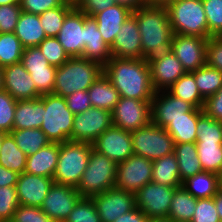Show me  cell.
Returning a JSON list of instances; mask_svg holds the SVG:
<instances>
[{"label": "cell", "instance_id": "26", "mask_svg": "<svg viewBox=\"0 0 222 222\" xmlns=\"http://www.w3.org/2000/svg\"><path fill=\"white\" fill-rule=\"evenodd\" d=\"M43 101L40 98L33 100H17L13 129H36L42 126Z\"/></svg>", "mask_w": 222, "mask_h": 222}, {"label": "cell", "instance_id": "57", "mask_svg": "<svg viewBox=\"0 0 222 222\" xmlns=\"http://www.w3.org/2000/svg\"><path fill=\"white\" fill-rule=\"evenodd\" d=\"M147 220L148 217L139 208L135 207L133 210L118 217L114 222H147Z\"/></svg>", "mask_w": 222, "mask_h": 222}, {"label": "cell", "instance_id": "66", "mask_svg": "<svg viewBox=\"0 0 222 222\" xmlns=\"http://www.w3.org/2000/svg\"><path fill=\"white\" fill-rule=\"evenodd\" d=\"M6 134V132L0 130V149H1V144L3 140V136ZM1 151V150H0Z\"/></svg>", "mask_w": 222, "mask_h": 222}, {"label": "cell", "instance_id": "49", "mask_svg": "<svg viewBox=\"0 0 222 222\" xmlns=\"http://www.w3.org/2000/svg\"><path fill=\"white\" fill-rule=\"evenodd\" d=\"M22 12L20 5L0 6V33L15 32L19 16Z\"/></svg>", "mask_w": 222, "mask_h": 222}, {"label": "cell", "instance_id": "47", "mask_svg": "<svg viewBox=\"0 0 222 222\" xmlns=\"http://www.w3.org/2000/svg\"><path fill=\"white\" fill-rule=\"evenodd\" d=\"M191 222H221L213 198L197 199Z\"/></svg>", "mask_w": 222, "mask_h": 222}, {"label": "cell", "instance_id": "51", "mask_svg": "<svg viewBox=\"0 0 222 222\" xmlns=\"http://www.w3.org/2000/svg\"><path fill=\"white\" fill-rule=\"evenodd\" d=\"M21 63L26 70L45 69L50 65L38 46L24 48Z\"/></svg>", "mask_w": 222, "mask_h": 222}, {"label": "cell", "instance_id": "28", "mask_svg": "<svg viewBox=\"0 0 222 222\" xmlns=\"http://www.w3.org/2000/svg\"><path fill=\"white\" fill-rule=\"evenodd\" d=\"M92 107L112 112L120 94L110 80L102 73L87 90Z\"/></svg>", "mask_w": 222, "mask_h": 222}, {"label": "cell", "instance_id": "6", "mask_svg": "<svg viewBox=\"0 0 222 222\" xmlns=\"http://www.w3.org/2000/svg\"><path fill=\"white\" fill-rule=\"evenodd\" d=\"M43 101V122L40 129L51 143L71 141L74 114L68 109L64 97L45 94Z\"/></svg>", "mask_w": 222, "mask_h": 222}, {"label": "cell", "instance_id": "23", "mask_svg": "<svg viewBox=\"0 0 222 222\" xmlns=\"http://www.w3.org/2000/svg\"><path fill=\"white\" fill-rule=\"evenodd\" d=\"M84 29L85 47L82 58L95 61L104 67L112 56L110 47L104 42L98 30L97 21L93 17L84 14Z\"/></svg>", "mask_w": 222, "mask_h": 222}, {"label": "cell", "instance_id": "62", "mask_svg": "<svg viewBox=\"0 0 222 222\" xmlns=\"http://www.w3.org/2000/svg\"><path fill=\"white\" fill-rule=\"evenodd\" d=\"M147 222H175L170 217H152L148 218Z\"/></svg>", "mask_w": 222, "mask_h": 222}, {"label": "cell", "instance_id": "68", "mask_svg": "<svg viewBox=\"0 0 222 222\" xmlns=\"http://www.w3.org/2000/svg\"><path fill=\"white\" fill-rule=\"evenodd\" d=\"M220 185H221V188H222V175L220 176Z\"/></svg>", "mask_w": 222, "mask_h": 222}, {"label": "cell", "instance_id": "45", "mask_svg": "<svg viewBox=\"0 0 222 222\" xmlns=\"http://www.w3.org/2000/svg\"><path fill=\"white\" fill-rule=\"evenodd\" d=\"M56 70L57 67L52 65L45 69L27 70L35 83L39 96L53 93Z\"/></svg>", "mask_w": 222, "mask_h": 222}, {"label": "cell", "instance_id": "21", "mask_svg": "<svg viewBox=\"0 0 222 222\" xmlns=\"http://www.w3.org/2000/svg\"><path fill=\"white\" fill-rule=\"evenodd\" d=\"M53 183V178L50 177L32 175L25 172L19 174L16 183L19 203L40 208Z\"/></svg>", "mask_w": 222, "mask_h": 222}, {"label": "cell", "instance_id": "16", "mask_svg": "<svg viewBox=\"0 0 222 222\" xmlns=\"http://www.w3.org/2000/svg\"><path fill=\"white\" fill-rule=\"evenodd\" d=\"M195 108L189 102L176 98L167 90L157 91L151 99V122L165 128L172 120L186 117L187 112Z\"/></svg>", "mask_w": 222, "mask_h": 222}, {"label": "cell", "instance_id": "59", "mask_svg": "<svg viewBox=\"0 0 222 222\" xmlns=\"http://www.w3.org/2000/svg\"><path fill=\"white\" fill-rule=\"evenodd\" d=\"M116 4L123 5L132 11L147 4L146 0H115Z\"/></svg>", "mask_w": 222, "mask_h": 222}, {"label": "cell", "instance_id": "50", "mask_svg": "<svg viewBox=\"0 0 222 222\" xmlns=\"http://www.w3.org/2000/svg\"><path fill=\"white\" fill-rule=\"evenodd\" d=\"M10 222H54L39 207L19 205Z\"/></svg>", "mask_w": 222, "mask_h": 222}, {"label": "cell", "instance_id": "25", "mask_svg": "<svg viewBox=\"0 0 222 222\" xmlns=\"http://www.w3.org/2000/svg\"><path fill=\"white\" fill-rule=\"evenodd\" d=\"M59 155V143H50L36 153L27 156L25 173L54 177Z\"/></svg>", "mask_w": 222, "mask_h": 222}, {"label": "cell", "instance_id": "63", "mask_svg": "<svg viewBox=\"0 0 222 222\" xmlns=\"http://www.w3.org/2000/svg\"><path fill=\"white\" fill-rule=\"evenodd\" d=\"M9 4L20 5V0H0V6Z\"/></svg>", "mask_w": 222, "mask_h": 222}, {"label": "cell", "instance_id": "65", "mask_svg": "<svg viewBox=\"0 0 222 222\" xmlns=\"http://www.w3.org/2000/svg\"><path fill=\"white\" fill-rule=\"evenodd\" d=\"M3 90V68L0 67V91Z\"/></svg>", "mask_w": 222, "mask_h": 222}, {"label": "cell", "instance_id": "53", "mask_svg": "<svg viewBox=\"0 0 222 222\" xmlns=\"http://www.w3.org/2000/svg\"><path fill=\"white\" fill-rule=\"evenodd\" d=\"M65 0H20V7L23 12L41 14L48 9L60 7Z\"/></svg>", "mask_w": 222, "mask_h": 222}, {"label": "cell", "instance_id": "13", "mask_svg": "<svg viewBox=\"0 0 222 222\" xmlns=\"http://www.w3.org/2000/svg\"><path fill=\"white\" fill-rule=\"evenodd\" d=\"M207 38L173 34L172 52L186 72H193L206 64Z\"/></svg>", "mask_w": 222, "mask_h": 222}, {"label": "cell", "instance_id": "33", "mask_svg": "<svg viewBox=\"0 0 222 222\" xmlns=\"http://www.w3.org/2000/svg\"><path fill=\"white\" fill-rule=\"evenodd\" d=\"M197 199L193 197L183 186L175 189L168 217L175 222H191L195 213Z\"/></svg>", "mask_w": 222, "mask_h": 222}, {"label": "cell", "instance_id": "64", "mask_svg": "<svg viewBox=\"0 0 222 222\" xmlns=\"http://www.w3.org/2000/svg\"><path fill=\"white\" fill-rule=\"evenodd\" d=\"M216 39L222 40V26L218 29V31L213 35Z\"/></svg>", "mask_w": 222, "mask_h": 222}, {"label": "cell", "instance_id": "55", "mask_svg": "<svg viewBox=\"0 0 222 222\" xmlns=\"http://www.w3.org/2000/svg\"><path fill=\"white\" fill-rule=\"evenodd\" d=\"M206 64L222 72V40L208 38Z\"/></svg>", "mask_w": 222, "mask_h": 222}, {"label": "cell", "instance_id": "27", "mask_svg": "<svg viewBox=\"0 0 222 222\" xmlns=\"http://www.w3.org/2000/svg\"><path fill=\"white\" fill-rule=\"evenodd\" d=\"M14 33L24 48L38 46L46 38L39 15L23 11L19 16Z\"/></svg>", "mask_w": 222, "mask_h": 222}, {"label": "cell", "instance_id": "52", "mask_svg": "<svg viewBox=\"0 0 222 222\" xmlns=\"http://www.w3.org/2000/svg\"><path fill=\"white\" fill-rule=\"evenodd\" d=\"M114 4H116L115 0H76L74 7L87 16L93 17Z\"/></svg>", "mask_w": 222, "mask_h": 222}, {"label": "cell", "instance_id": "42", "mask_svg": "<svg viewBox=\"0 0 222 222\" xmlns=\"http://www.w3.org/2000/svg\"><path fill=\"white\" fill-rule=\"evenodd\" d=\"M38 48L47 62L55 67H60L70 58L56 37H46L40 42Z\"/></svg>", "mask_w": 222, "mask_h": 222}, {"label": "cell", "instance_id": "67", "mask_svg": "<svg viewBox=\"0 0 222 222\" xmlns=\"http://www.w3.org/2000/svg\"><path fill=\"white\" fill-rule=\"evenodd\" d=\"M65 1H67V2H70V3H73V4H74L76 0H65Z\"/></svg>", "mask_w": 222, "mask_h": 222}, {"label": "cell", "instance_id": "3", "mask_svg": "<svg viewBox=\"0 0 222 222\" xmlns=\"http://www.w3.org/2000/svg\"><path fill=\"white\" fill-rule=\"evenodd\" d=\"M103 73V66L82 57H70L57 67L53 94L66 97L78 90L86 91Z\"/></svg>", "mask_w": 222, "mask_h": 222}, {"label": "cell", "instance_id": "8", "mask_svg": "<svg viewBox=\"0 0 222 222\" xmlns=\"http://www.w3.org/2000/svg\"><path fill=\"white\" fill-rule=\"evenodd\" d=\"M134 155L151 161L174 152V140L163 127L152 122L131 132Z\"/></svg>", "mask_w": 222, "mask_h": 222}, {"label": "cell", "instance_id": "36", "mask_svg": "<svg viewBox=\"0 0 222 222\" xmlns=\"http://www.w3.org/2000/svg\"><path fill=\"white\" fill-rule=\"evenodd\" d=\"M167 91L176 98L189 102L195 108H203L205 99L200 95L191 72L182 75Z\"/></svg>", "mask_w": 222, "mask_h": 222}, {"label": "cell", "instance_id": "44", "mask_svg": "<svg viewBox=\"0 0 222 222\" xmlns=\"http://www.w3.org/2000/svg\"><path fill=\"white\" fill-rule=\"evenodd\" d=\"M19 205L16 186L0 187V222H10Z\"/></svg>", "mask_w": 222, "mask_h": 222}, {"label": "cell", "instance_id": "15", "mask_svg": "<svg viewBox=\"0 0 222 222\" xmlns=\"http://www.w3.org/2000/svg\"><path fill=\"white\" fill-rule=\"evenodd\" d=\"M92 147L116 164L134 155L131 132L113 125L92 143Z\"/></svg>", "mask_w": 222, "mask_h": 222}, {"label": "cell", "instance_id": "30", "mask_svg": "<svg viewBox=\"0 0 222 222\" xmlns=\"http://www.w3.org/2000/svg\"><path fill=\"white\" fill-rule=\"evenodd\" d=\"M152 162V182L175 188L182 186L174 152Z\"/></svg>", "mask_w": 222, "mask_h": 222}, {"label": "cell", "instance_id": "24", "mask_svg": "<svg viewBox=\"0 0 222 222\" xmlns=\"http://www.w3.org/2000/svg\"><path fill=\"white\" fill-rule=\"evenodd\" d=\"M132 10L129 8L114 4L109 8L93 16L97 21L98 30L104 42L111 47L116 35L120 31L122 24L130 17Z\"/></svg>", "mask_w": 222, "mask_h": 222}, {"label": "cell", "instance_id": "58", "mask_svg": "<svg viewBox=\"0 0 222 222\" xmlns=\"http://www.w3.org/2000/svg\"><path fill=\"white\" fill-rule=\"evenodd\" d=\"M19 174L0 165V187L16 186Z\"/></svg>", "mask_w": 222, "mask_h": 222}, {"label": "cell", "instance_id": "22", "mask_svg": "<svg viewBox=\"0 0 222 222\" xmlns=\"http://www.w3.org/2000/svg\"><path fill=\"white\" fill-rule=\"evenodd\" d=\"M149 66L152 85L156 92L167 90L186 73L172 51L166 57L152 62Z\"/></svg>", "mask_w": 222, "mask_h": 222}, {"label": "cell", "instance_id": "38", "mask_svg": "<svg viewBox=\"0 0 222 222\" xmlns=\"http://www.w3.org/2000/svg\"><path fill=\"white\" fill-rule=\"evenodd\" d=\"M191 73L194 75L195 83L204 99L213 96L222 87V72L216 68L205 64Z\"/></svg>", "mask_w": 222, "mask_h": 222}, {"label": "cell", "instance_id": "35", "mask_svg": "<svg viewBox=\"0 0 222 222\" xmlns=\"http://www.w3.org/2000/svg\"><path fill=\"white\" fill-rule=\"evenodd\" d=\"M10 134L19 149L27 156L36 153L51 143L40 128L13 129Z\"/></svg>", "mask_w": 222, "mask_h": 222}, {"label": "cell", "instance_id": "10", "mask_svg": "<svg viewBox=\"0 0 222 222\" xmlns=\"http://www.w3.org/2000/svg\"><path fill=\"white\" fill-rule=\"evenodd\" d=\"M111 116L113 126L135 131L151 122V101L120 97Z\"/></svg>", "mask_w": 222, "mask_h": 222}, {"label": "cell", "instance_id": "18", "mask_svg": "<svg viewBox=\"0 0 222 222\" xmlns=\"http://www.w3.org/2000/svg\"><path fill=\"white\" fill-rule=\"evenodd\" d=\"M56 38L69 57H82L85 47L84 13L74 7L66 15Z\"/></svg>", "mask_w": 222, "mask_h": 222}, {"label": "cell", "instance_id": "43", "mask_svg": "<svg viewBox=\"0 0 222 222\" xmlns=\"http://www.w3.org/2000/svg\"><path fill=\"white\" fill-rule=\"evenodd\" d=\"M65 222H101L92 198L82 197Z\"/></svg>", "mask_w": 222, "mask_h": 222}, {"label": "cell", "instance_id": "56", "mask_svg": "<svg viewBox=\"0 0 222 222\" xmlns=\"http://www.w3.org/2000/svg\"><path fill=\"white\" fill-rule=\"evenodd\" d=\"M202 109L211 118L222 122V87L216 94L204 100Z\"/></svg>", "mask_w": 222, "mask_h": 222}, {"label": "cell", "instance_id": "20", "mask_svg": "<svg viewBox=\"0 0 222 222\" xmlns=\"http://www.w3.org/2000/svg\"><path fill=\"white\" fill-rule=\"evenodd\" d=\"M3 90L15 100H33L40 97L34 81L21 62L3 67Z\"/></svg>", "mask_w": 222, "mask_h": 222}, {"label": "cell", "instance_id": "41", "mask_svg": "<svg viewBox=\"0 0 222 222\" xmlns=\"http://www.w3.org/2000/svg\"><path fill=\"white\" fill-rule=\"evenodd\" d=\"M196 142H222V122L202 112L196 125Z\"/></svg>", "mask_w": 222, "mask_h": 222}, {"label": "cell", "instance_id": "29", "mask_svg": "<svg viewBox=\"0 0 222 222\" xmlns=\"http://www.w3.org/2000/svg\"><path fill=\"white\" fill-rule=\"evenodd\" d=\"M202 112V108H197L194 112H187L186 117L174 119L165 127L175 144L196 142V125Z\"/></svg>", "mask_w": 222, "mask_h": 222}, {"label": "cell", "instance_id": "46", "mask_svg": "<svg viewBox=\"0 0 222 222\" xmlns=\"http://www.w3.org/2000/svg\"><path fill=\"white\" fill-rule=\"evenodd\" d=\"M17 100L5 90L0 91V130L10 133L13 130Z\"/></svg>", "mask_w": 222, "mask_h": 222}, {"label": "cell", "instance_id": "37", "mask_svg": "<svg viewBox=\"0 0 222 222\" xmlns=\"http://www.w3.org/2000/svg\"><path fill=\"white\" fill-rule=\"evenodd\" d=\"M203 171L222 175V142H196Z\"/></svg>", "mask_w": 222, "mask_h": 222}, {"label": "cell", "instance_id": "19", "mask_svg": "<svg viewBox=\"0 0 222 222\" xmlns=\"http://www.w3.org/2000/svg\"><path fill=\"white\" fill-rule=\"evenodd\" d=\"M110 52L116 58L144 59L139 26L132 14L122 24Z\"/></svg>", "mask_w": 222, "mask_h": 222}, {"label": "cell", "instance_id": "54", "mask_svg": "<svg viewBox=\"0 0 222 222\" xmlns=\"http://www.w3.org/2000/svg\"><path fill=\"white\" fill-rule=\"evenodd\" d=\"M68 109L74 114L82 113L92 107L89 94L86 91L78 90L65 97Z\"/></svg>", "mask_w": 222, "mask_h": 222}, {"label": "cell", "instance_id": "40", "mask_svg": "<svg viewBox=\"0 0 222 222\" xmlns=\"http://www.w3.org/2000/svg\"><path fill=\"white\" fill-rule=\"evenodd\" d=\"M24 51L15 33H0V67L21 62Z\"/></svg>", "mask_w": 222, "mask_h": 222}, {"label": "cell", "instance_id": "60", "mask_svg": "<svg viewBox=\"0 0 222 222\" xmlns=\"http://www.w3.org/2000/svg\"><path fill=\"white\" fill-rule=\"evenodd\" d=\"M214 203L216 205V209L219 215V218L222 222V188L220 187L216 193V195L213 197Z\"/></svg>", "mask_w": 222, "mask_h": 222}, {"label": "cell", "instance_id": "34", "mask_svg": "<svg viewBox=\"0 0 222 222\" xmlns=\"http://www.w3.org/2000/svg\"><path fill=\"white\" fill-rule=\"evenodd\" d=\"M0 150V165L18 174L25 171L27 155L19 149L10 133L3 136Z\"/></svg>", "mask_w": 222, "mask_h": 222}, {"label": "cell", "instance_id": "17", "mask_svg": "<svg viewBox=\"0 0 222 222\" xmlns=\"http://www.w3.org/2000/svg\"><path fill=\"white\" fill-rule=\"evenodd\" d=\"M81 198L76 187L53 183L40 209L54 222H65Z\"/></svg>", "mask_w": 222, "mask_h": 222}, {"label": "cell", "instance_id": "4", "mask_svg": "<svg viewBox=\"0 0 222 222\" xmlns=\"http://www.w3.org/2000/svg\"><path fill=\"white\" fill-rule=\"evenodd\" d=\"M92 144L87 142L66 141L59 143V155L53 181L55 184L79 185L87 168Z\"/></svg>", "mask_w": 222, "mask_h": 222}, {"label": "cell", "instance_id": "14", "mask_svg": "<svg viewBox=\"0 0 222 222\" xmlns=\"http://www.w3.org/2000/svg\"><path fill=\"white\" fill-rule=\"evenodd\" d=\"M101 222H114L136 207L135 194L113 187L91 197Z\"/></svg>", "mask_w": 222, "mask_h": 222}, {"label": "cell", "instance_id": "11", "mask_svg": "<svg viewBox=\"0 0 222 222\" xmlns=\"http://www.w3.org/2000/svg\"><path fill=\"white\" fill-rule=\"evenodd\" d=\"M111 112L91 107L74 116L71 141L93 143L112 126Z\"/></svg>", "mask_w": 222, "mask_h": 222}, {"label": "cell", "instance_id": "7", "mask_svg": "<svg viewBox=\"0 0 222 222\" xmlns=\"http://www.w3.org/2000/svg\"><path fill=\"white\" fill-rule=\"evenodd\" d=\"M117 164L92 148L86 170L77 190L82 197L91 198L115 187Z\"/></svg>", "mask_w": 222, "mask_h": 222}, {"label": "cell", "instance_id": "1", "mask_svg": "<svg viewBox=\"0 0 222 222\" xmlns=\"http://www.w3.org/2000/svg\"><path fill=\"white\" fill-rule=\"evenodd\" d=\"M132 15L141 34L142 53L148 65L172 51L173 30L166 7L141 6Z\"/></svg>", "mask_w": 222, "mask_h": 222}, {"label": "cell", "instance_id": "2", "mask_svg": "<svg viewBox=\"0 0 222 222\" xmlns=\"http://www.w3.org/2000/svg\"><path fill=\"white\" fill-rule=\"evenodd\" d=\"M103 73L120 97L151 101L156 92L152 85L150 66L144 59L112 57L103 67Z\"/></svg>", "mask_w": 222, "mask_h": 222}, {"label": "cell", "instance_id": "48", "mask_svg": "<svg viewBox=\"0 0 222 222\" xmlns=\"http://www.w3.org/2000/svg\"><path fill=\"white\" fill-rule=\"evenodd\" d=\"M208 31L214 35L222 26V0H202Z\"/></svg>", "mask_w": 222, "mask_h": 222}, {"label": "cell", "instance_id": "12", "mask_svg": "<svg viewBox=\"0 0 222 222\" xmlns=\"http://www.w3.org/2000/svg\"><path fill=\"white\" fill-rule=\"evenodd\" d=\"M175 187L149 182L135 193L136 208L148 218L168 217Z\"/></svg>", "mask_w": 222, "mask_h": 222}, {"label": "cell", "instance_id": "31", "mask_svg": "<svg viewBox=\"0 0 222 222\" xmlns=\"http://www.w3.org/2000/svg\"><path fill=\"white\" fill-rule=\"evenodd\" d=\"M182 186L196 199L213 198L220 185V176L203 171L182 182Z\"/></svg>", "mask_w": 222, "mask_h": 222}, {"label": "cell", "instance_id": "9", "mask_svg": "<svg viewBox=\"0 0 222 222\" xmlns=\"http://www.w3.org/2000/svg\"><path fill=\"white\" fill-rule=\"evenodd\" d=\"M153 162L145 157L132 155L116 166L115 187L135 194L152 182Z\"/></svg>", "mask_w": 222, "mask_h": 222}, {"label": "cell", "instance_id": "61", "mask_svg": "<svg viewBox=\"0 0 222 222\" xmlns=\"http://www.w3.org/2000/svg\"><path fill=\"white\" fill-rule=\"evenodd\" d=\"M147 5L150 6H159V7H167L171 3L177 1V0H146Z\"/></svg>", "mask_w": 222, "mask_h": 222}, {"label": "cell", "instance_id": "32", "mask_svg": "<svg viewBox=\"0 0 222 222\" xmlns=\"http://www.w3.org/2000/svg\"><path fill=\"white\" fill-rule=\"evenodd\" d=\"M174 154L178 161L181 181L203 172L197 153L196 142L175 144Z\"/></svg>", "mask_w": 222, "mask_h": 222}, {"label": "cell", "instance_id": "39", "mask_svg": "<svg viewBox=\"0 0 222 222\" xmlns=\"http://www.w3.org/2000/svg\"><path fill=\"white\" fill-rule=\"evenodd\" d=\"M74 8V4L65 1L60 7L48 9L39 14L41 26L46 37H56L64 23L66 15Z\"/></svg>", "mask_w": 222, "mask_h": 222}, {"label": "cell", "instance_id": "5", "mask_svg": "<svg viewBox=\"0 0 222 222\" xmlns=\"http://www.w3.org/2000/svg\"><path fill=\"white\" fill-rule=\"evenodd\" d=\"M173 33L209 38L202 0H177L166 7Z\"/></svg>", "mask_w": 222, "mask_h": 222}]
</instances>
